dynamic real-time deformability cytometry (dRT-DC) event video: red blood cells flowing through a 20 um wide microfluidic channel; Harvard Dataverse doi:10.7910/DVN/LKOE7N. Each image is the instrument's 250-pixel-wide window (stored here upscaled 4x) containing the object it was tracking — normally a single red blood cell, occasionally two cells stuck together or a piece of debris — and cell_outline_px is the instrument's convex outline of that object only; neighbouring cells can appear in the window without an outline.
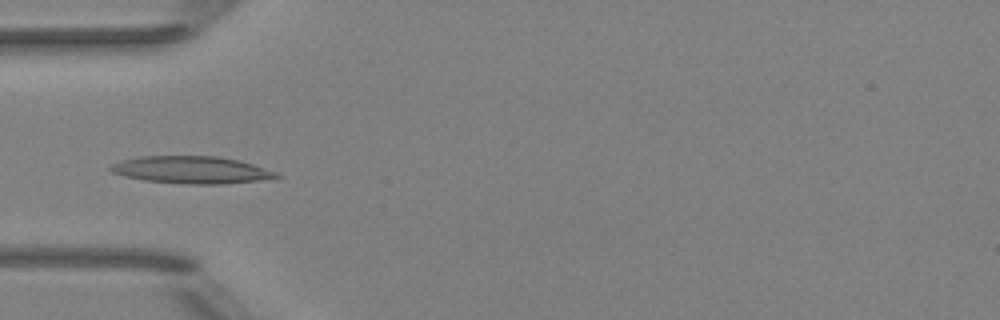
{"species": "Egyptian fruit bat (a non-hibernating species)", "species_latin": "Rousettus aegyptiacus", "temperature_condition": "room temperature", "stored_images_in_passage": 6, "camera_frame_rate_fps": 3000, "um_per_image_px": 0.085, "animal": {"sex": "female"}, "frame": {"image": 1, "passage_image": 6, "time_ms": 6.333, "image_size_px": [1000, 320], "cell_outline_px": [[280, 176], [256, 180], [220, 184], [192, 184], [144, 180], [124, 176], [112, 172], [108, 168], [112, 164], [120, 160], [140, 156], [216, 156], [240, 160], [276, 172]], "centroid_in_image_um": [16.2, 14.42], "position_along_channel_um": 68.8, "area_um2": 26.01}}